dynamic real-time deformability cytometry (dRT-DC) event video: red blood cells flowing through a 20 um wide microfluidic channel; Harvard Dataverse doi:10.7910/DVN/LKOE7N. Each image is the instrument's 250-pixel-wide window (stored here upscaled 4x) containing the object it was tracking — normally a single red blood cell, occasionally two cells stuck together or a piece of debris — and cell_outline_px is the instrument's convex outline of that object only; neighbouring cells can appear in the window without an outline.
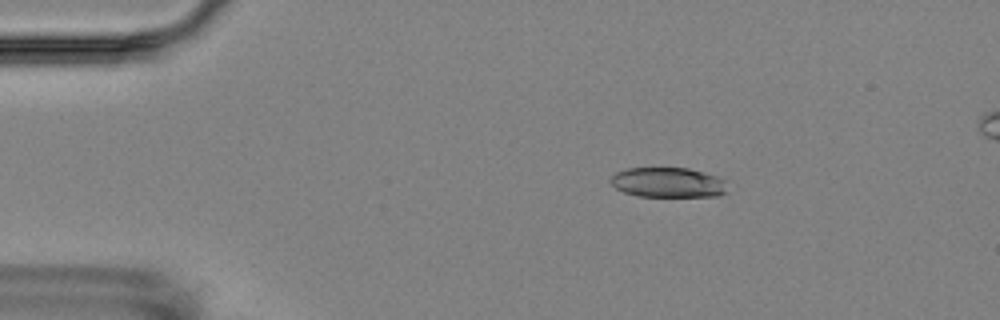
{"species": "Egyptian fruit bat (a non-hibernating species)", "species_latin": "Rousettus aegyptiacus", "temperature_condition": "room temperature", "stored_images_in_passage": 5, "camera_frame_rate_fps": 3000, "um_per_image_px": 0.085, "animal": {"sex": "female"}, "frame": {"image": 1, "passage_image": 2, "time_ms": 1.333, "image_size_px": [1000, 320], "cell_outline_px": [[724, 192], [716, 196], [636, 196], [624, 192], [616, 188], [608, 180], [616, 172], [628, 168], [688, 168], [716, 176], [724, 180]], "centroid_in_image_um": [56.71, 15.5], "position_along_channel_um": 28.3, "area_um2": 20.11}}